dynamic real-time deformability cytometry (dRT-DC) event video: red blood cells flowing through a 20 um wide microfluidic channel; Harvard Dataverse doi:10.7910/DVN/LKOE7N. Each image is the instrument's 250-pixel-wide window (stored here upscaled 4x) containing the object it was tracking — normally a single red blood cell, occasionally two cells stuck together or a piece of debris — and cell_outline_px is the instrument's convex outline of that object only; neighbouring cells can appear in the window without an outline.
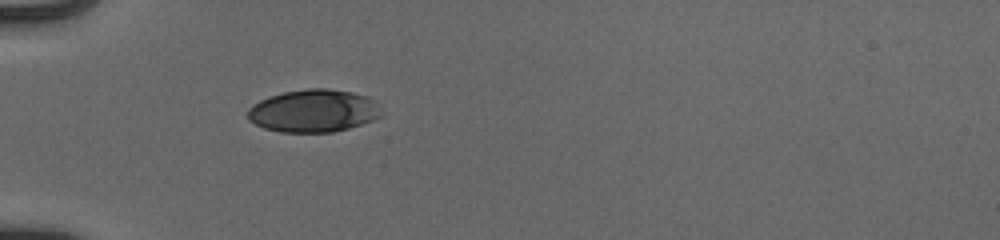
{"species": "human", "species_latin": "Homo sapiens", "temperature_condition": "cold", "stored_images_in_passage": 36, "camera_frame_rate_fps": 3000, "um_per_image_px": 0.085, "donor": {"sex": "male"}, "frame": {"image": 1, "passage_image": 1, "time_ms": 0.0, "image_size_px": [1000, 240], "cell_outline_px": [[384, 112], [380, 116], [372, 120], [348, 128], [332, 132], [280, 132], [264, 128], [248, 120], [248, 108], [252, 104], [268, 96], [284, 92], [308, 88], [328, 88], [352, 92], [368, 96]], "centroid_in_image_um": [26.63, 9.41], "position_along_channel_um": 58.4, "area_um2": 33.29}}
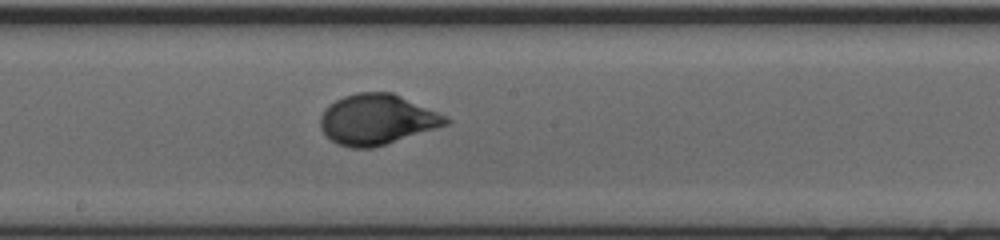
{"frame": {"image": 2, "passage_image": 14, "time_ms": 4.333, "image_size_px": [1000, 240], "cell_outline_px": [[452, 120], [448, 124], [372, 148], [352, 148], [336, 144], [320, 128], [320, 116], [324, 108], [328, 104], [344, 96], [356, 92], [392, 92], [448, 116]], "centroid_in_image_um": [32.02, 10.14], "position_along_channel_um": 216.2, "area_um2": 36.76}}
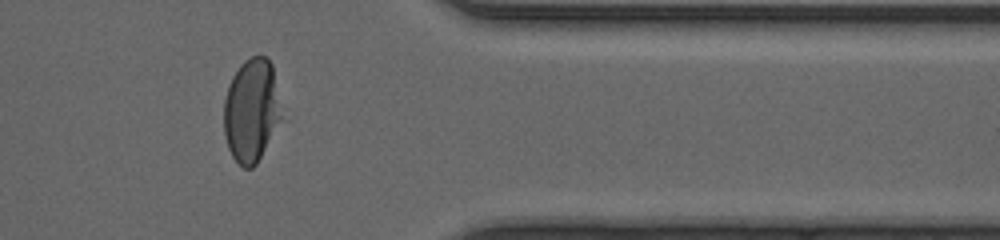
{"frame": {"image": 3, "passage_image": 28, "time_ms": 9.0, "image_size_px": [1000, 240], "cell_outline_px": [[284, 120], [256, 164], [252, 168], [244, 168], [232, 156], [228, 148], [224, 136], [224, 100], [232, 76], [240, 64], [244, 60], [252, 56], [264, 56], [272, 64]], "centroid_in_image_um": [21.4, 9.41], "position_along_channel_um": 390.0, "area_um2": 35.2}, "authors_computed_cell_mechanics": {"area_um2": 35.547, "velocity_mm_per_s": 3.9359, "shape_relaxation_time_tau1_ms": 3.4756, "shape_relaxation_time_tau2_ms": null, "deformation_change_tau1": 0.1731, "deformation_change_tau2": null}}